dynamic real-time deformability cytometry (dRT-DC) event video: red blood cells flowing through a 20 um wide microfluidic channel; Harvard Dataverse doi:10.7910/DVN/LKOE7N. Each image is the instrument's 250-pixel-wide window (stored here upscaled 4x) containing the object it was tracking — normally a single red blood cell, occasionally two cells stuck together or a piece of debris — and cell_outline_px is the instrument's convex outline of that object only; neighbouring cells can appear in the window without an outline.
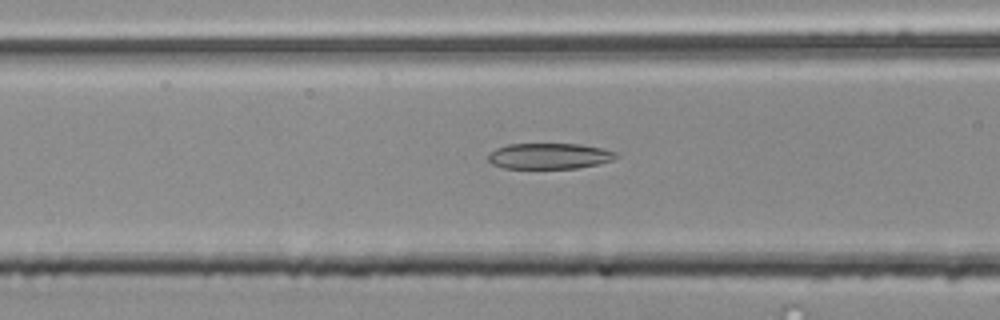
{"species": "common noctule bat (a hibernating species)", "species_latin": "Nyctalus noctula", "temperature_condition": "room temperature", "stored_images_in_passage": 23, "camera_frame_rate_fps": 3000, "um_per_image_px": 0.085, "animal": {"sex": "male", "body_mass_g": 20.4}, "frame": {"image": 1, "passage_image": 13, "time_ms": 4.0, "image_size_px": [1000, 320], "cell_outline_px": [[620, 156], [612, 160], [596, 164], [576, 168], [504, 168], [492, 164], [488, 160], [488, 156], [496, 148], [508, 144], [580, 144], [604, 148], [616, 152]], "centroid_in_image_um": [46.72, 13.26], "position_along_channel_um": 119.9, "area_um2": 19.19}}